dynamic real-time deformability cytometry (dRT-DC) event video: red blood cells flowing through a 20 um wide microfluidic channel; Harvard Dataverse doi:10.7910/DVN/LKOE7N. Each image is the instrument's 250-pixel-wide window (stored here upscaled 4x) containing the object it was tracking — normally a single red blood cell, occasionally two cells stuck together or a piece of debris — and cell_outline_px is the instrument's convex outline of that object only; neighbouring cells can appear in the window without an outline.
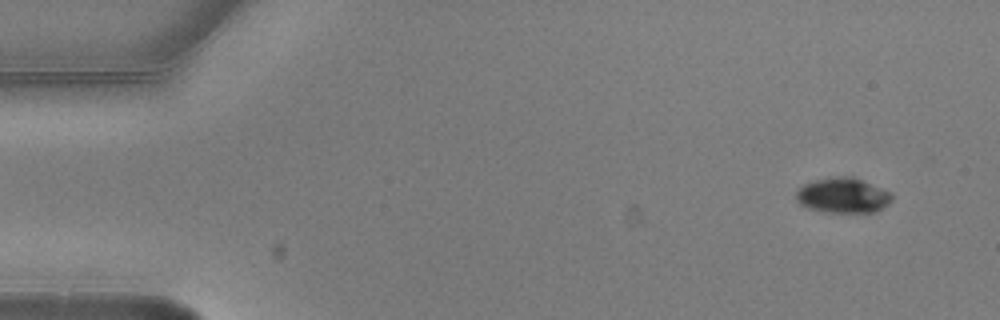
{"species": "common noctule bat (a hibernating species)", "species_latin": "Nyctalus noctula", "temperature_condition": "warm", "stored_images_in_passage": 4, "camera_frame_rate_fps": 3000, "um_per_image_px": 0.085, "animal": {"sex": "male", "body_mass_g": 20.5, "forearm_length_mm": 52.5}, "frame": {"image": 1, "passage_image": 1, "time_ms": 0.0, "image_size_px": [1000, 320], "cell_outline_px": [[892, 200], [888, 204], [876, 212], [828, 212], [808, 208], [800, 204], [796, 200], [796, 192], [804, 184], [816, 180], [832, 176], [852, 176], [892, 192]], "centroid_in_image_um": [71.66, 16.6], "position_along_channel_um": 13.3, "area_um2": 19.65}}
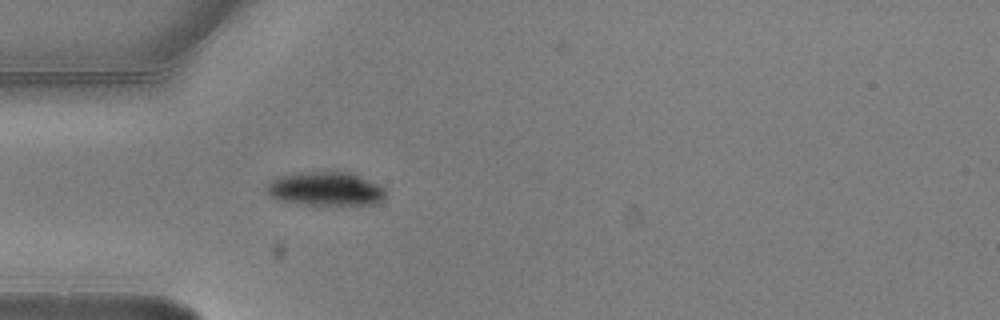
{"frame": {"image": 2, "passage_image": 4, "time_ms": 1.0, "image_size_px": [1000, 320], "cell_outline_px": [[384, 196], [376, 204], [296, 204], [272, 196], [264, 192], [264, 188], [272, 180], [280, 176], [296, 172], [352, 172], [380, 184], [384, 188]], "centroid_in_image_um": [27.67, 16.03], "position_along_channel_um": 57.3, "area_um2": 23.35}}